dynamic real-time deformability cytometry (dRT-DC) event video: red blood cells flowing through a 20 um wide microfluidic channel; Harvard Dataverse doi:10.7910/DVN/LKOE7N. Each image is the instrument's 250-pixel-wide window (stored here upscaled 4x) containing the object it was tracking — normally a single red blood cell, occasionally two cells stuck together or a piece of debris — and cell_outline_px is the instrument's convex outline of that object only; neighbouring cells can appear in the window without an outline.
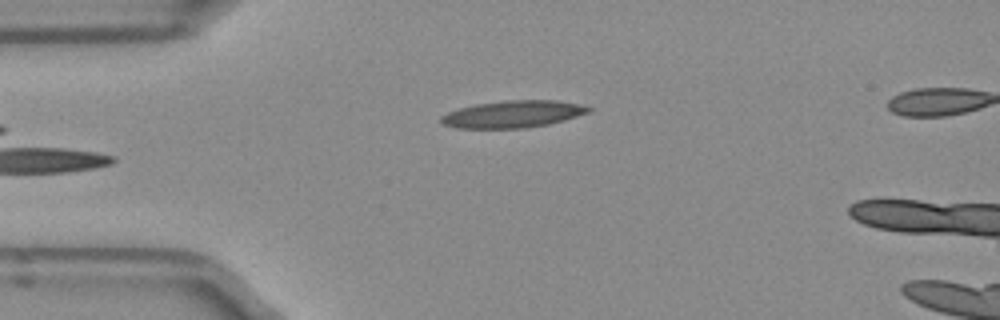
{"species": "Egyptian fruit bat (a non-hibernating species)", "species_latin": "Rousettus aegyptiacus", "temperature_condition": "room temperature", "stored_images_in_passage": 34, "camera_frame_rate_fps": 3000, "um_per_image_px": 0.085, "frame": {"image": 1, "passage_image": 1, "time_ms": 0.0, "image_size_px": [1000, 320], "cell_outline_px": [[592, 108], [588, 112], [564, 120], [548, 124], [524, 128], [456, 128], [440, 124], [440, 116], [448, 112], [460, 108], [476, 104], [504, 100], [556, 100], [580, 104]], "centroid_in_image_um": [43.55, 9.7], "position_along_channel_um": 41.4, "area_um2": 23.24}}
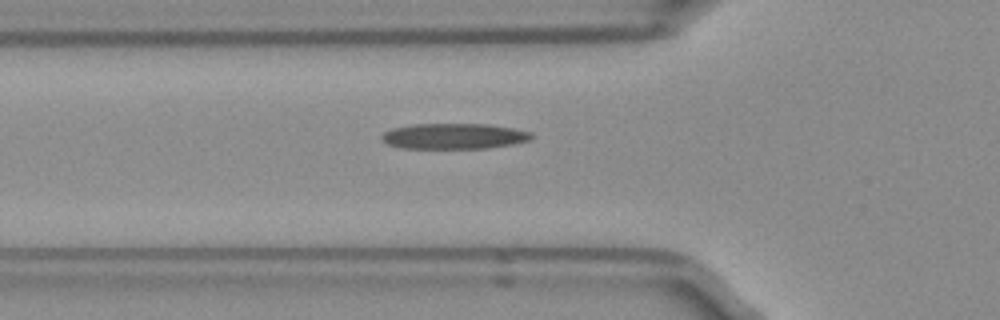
{"frame": {"image": 2, "passage_image": 6, "time_ms": 1.667, "image_size_px": [1000, 320], "cell_outline_px": [[536, 136], [532, 140], [512, 144], [488, 148], [400, 148], [388, 144], [380, 140], [380, 136], [384, 132], [392, 128], [412, 124], [488, 124], [512, 128], [532, 132]], "centroid_in_image_um": [38.6, 11.57], "position_along_channel_um": 87.2, "area_um2": 22.6}}
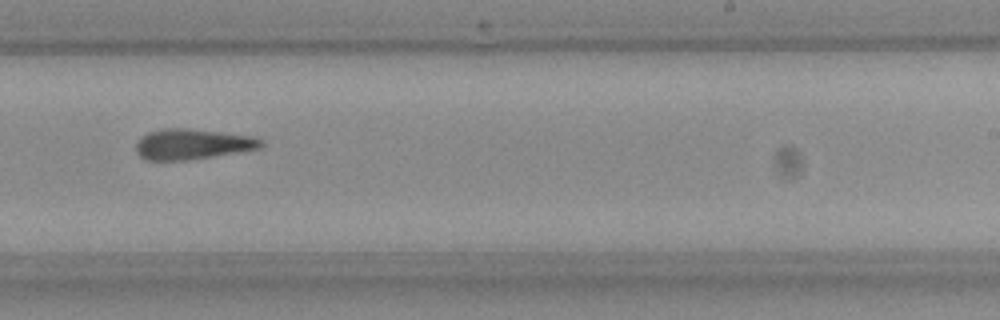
{"frame": {"image": 3, "passage_image": 20, "time_ms": 6.333, "image_size_px": [1000, 320], "cell_outline_px": [[264, 144], [260, 148], [188, 160], [148, 160], [140, 156], [136, 152], [136, 144], [140, 136], [148, 132], [164, 128], [188, 128], [252, 136], [264, 140]], "centroid_in_image_um": [16.33, 12.24], "position_along_channel_um": 272.7, "area_um2": 22.14}}